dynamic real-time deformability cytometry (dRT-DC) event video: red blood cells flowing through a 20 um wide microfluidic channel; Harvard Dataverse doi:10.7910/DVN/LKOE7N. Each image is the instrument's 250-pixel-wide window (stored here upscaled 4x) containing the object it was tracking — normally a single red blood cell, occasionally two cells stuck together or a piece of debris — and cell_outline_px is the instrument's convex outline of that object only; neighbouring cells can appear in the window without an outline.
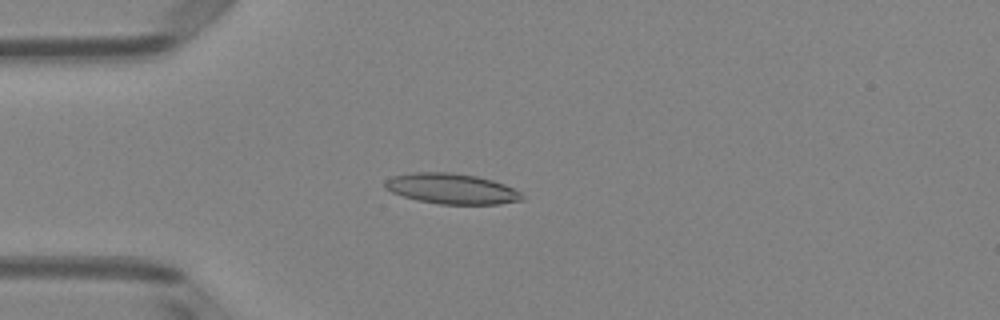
{"species": "Egyptian fruit bat (a non-hibernating species)", "species_latin": "Rousettus aegyptiacus", "temperature_condition": "room temperature", "stored_images_in_passage": 51, "camera_frame_rate_fps": 3000, "um_per_image_px": 0.085, "animal": {"sex": "female"}, "frame": {"image": 1, "passage_image": 14, "time_ms": 4.333, "image_size_px": [1000, 320], "cell_outline_px": [[524, 200], [500, 204], [440, 204], [416, 200], [392, 192], [384, 188], [384, 180], [392, 176], [412, 172], [452, 172], [476, 176], [492, 180], [504, 184], [520, 192], [524, 196]], "centroid_in_image_um": [38.37, 16.04], "position_along_channel_um": 46.6, "area_um2": 24.45}}
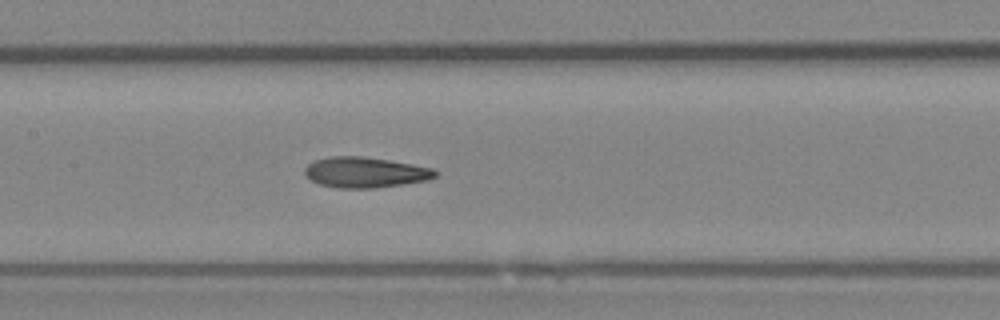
{"frame": {"image": 2, "passage_image": 25, "time_ms": 8.0, "image_size_px": [1000, 320], "cell_outline_px": [[440, 172], [436, 176], [428, 180], [404, 184], [376, 188], [340, 188], [320, 184], [312, 180], [304, 172], [304, 168], [312, 160], [332, 156], [364, 156], [412, 164], [432, 168]], "centroid_in_image_um": [31.06, 14.64], "position_along_channel_um": 176.3, "area_um2": 23.29}}
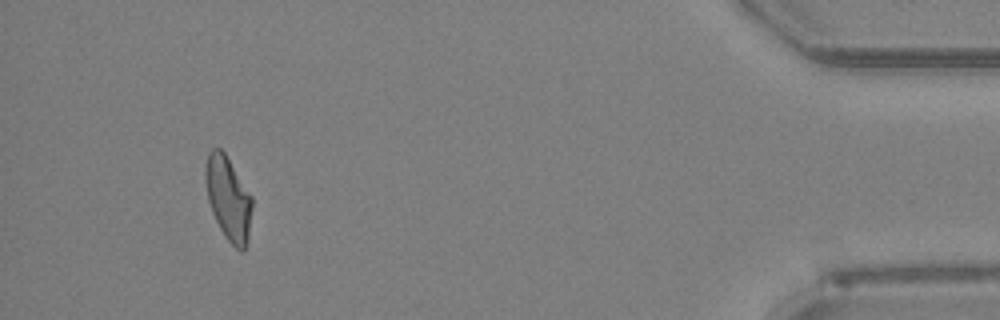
{"frame": {"image": 3, "passage_image": 48, "time_ms": 15.667, "image_size_px": [1000, 320], "cell_outline_px": [[252, 208], [248, 236], [244, 252], [240, 252], [228, 240], [220, 228], [212, 212], [208, 200], [204, 180], [204, 172], [208, 152], [212, 148], [220, 148], [224, 152], [252, 196]], "centroid_in_image_um": [19.39, 16.85], "position_along_channel_um": 415.8, "area_um2": 22.66}, "authors_computed_cell_mechanics": {"area_um2": 23.12, "velocity_mm_per_s": 3.9974, "shape_relaxation_time_tau1_ms": null, "shape_relaxation_time_tau2_ms": 2.9851, "deformation_change_tau1": null, "deformation_change_tau2": 0.1176}}